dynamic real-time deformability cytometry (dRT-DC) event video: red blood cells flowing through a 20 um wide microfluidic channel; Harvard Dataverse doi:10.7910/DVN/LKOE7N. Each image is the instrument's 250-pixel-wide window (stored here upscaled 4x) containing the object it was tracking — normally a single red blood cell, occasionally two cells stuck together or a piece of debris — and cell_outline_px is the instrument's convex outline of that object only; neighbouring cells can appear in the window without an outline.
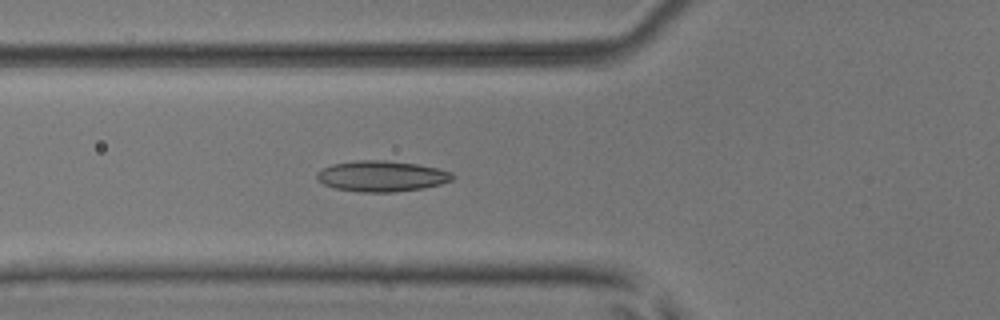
{"species": "common noctule bat (a hibernating species)", "species_latin": "Nyctalus noctula", "temperature_condition": "room temperature", "stored_images_in_passage": 49, "camera_frame_rate_fps": 3000, "um_per_image_px": 0.085, "animal": {"sex": "male", "body_mass_g": 17.9, "forearm_length_mm": 54.2}, "frame": {"image": 1, "passage_image": 20, "time_ms": 6.333, "image_size_px": [1000, 320], "cell_outline_px": [[456, 176], [452, 180], [440, 184], [424, 188], [396, 192], [360, 192], [336, 188], [324, 184], [316, 180], [316, 172], [332, 164], [356, 160], [384, 160], [416, 164], [436, 168], [452, 172]], "centroid_in_image_um": [32.44, 14.97], "position_along_channel_um": 93.4, "area_um2": 24.39}}
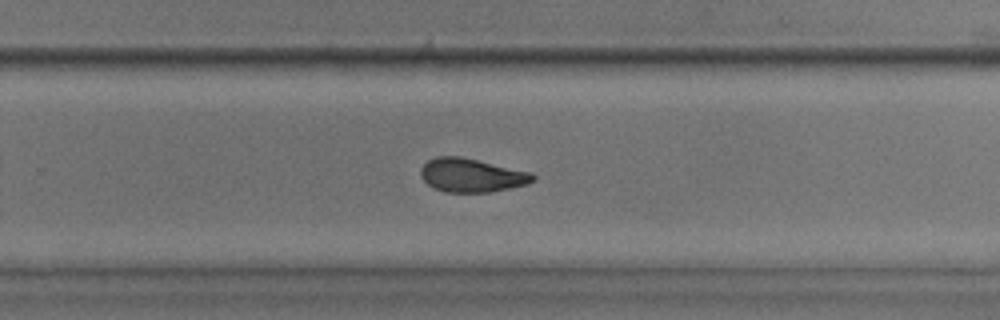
{"frame": {"image": 2, "passage_image": 35, "time_ms": 11.333, "image_size_px": [1000, 320], "cell_outline_px": [[536, 180], [528, 184], [488, 192], [444, 192], [428, 184], [420, 176], [420, 168], [428, 160], [436, 156], [460, 156], [532, 172], [536, 176]], "centroid_in_image_um": [40.1, 14.89], "position_along_channel_um": 289.7, "area_um2": 22.02}}
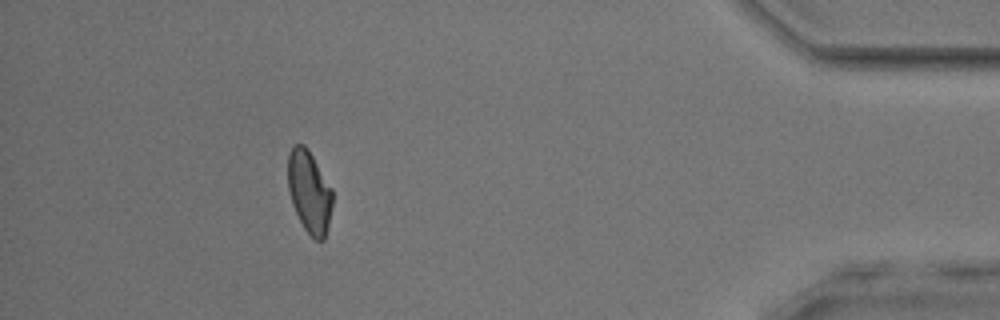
{"frame": {"image": 3, "passage_image": 48, "time_ms": 15.667, "image_size_px": [1000, 320], "cell_outline_px": [[332, 204], [328, 228], [324, 240], [316, 240], [304, 228], [292, 204], [288, 188], [288, 152], [296, 144], [304, 144], [308, 148], [332, 188]], "centroid_in_image_um": [26.29, 16.28], "position_along_channel_um": 408.9, "area_um2": 21.33}}